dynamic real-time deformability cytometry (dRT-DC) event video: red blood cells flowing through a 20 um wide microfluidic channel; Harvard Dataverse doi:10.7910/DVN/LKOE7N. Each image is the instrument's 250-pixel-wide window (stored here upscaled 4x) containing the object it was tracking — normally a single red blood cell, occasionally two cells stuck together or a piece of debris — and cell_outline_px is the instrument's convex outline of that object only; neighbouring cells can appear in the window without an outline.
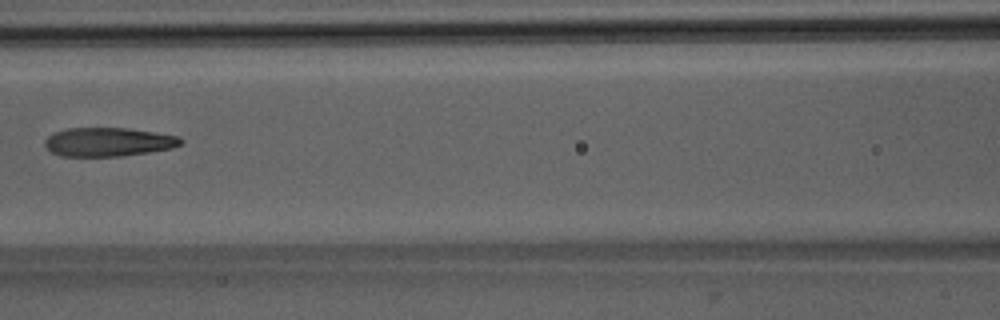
{"species": "Egyptian fruit bat (a non-hibernating species)", "species_latin": "Rousettus aegyptiacus", "temperature_condition": "room temperature", "stored_images_in_passage": 5, "camera_frame_rate_fps": 3000, "um_per_image_px": 0.085, "animal": {"sex": "male"}, "frame": {"image": 1, "passage_image": 4, "time_ms": 4.333, "image_size_px": [1000, 320], "cell_outline_px": [[184, 140], [180, 144], [172, 148], [148, 152], [120, 156], [60, 156], [52, 152], [44, 144], [44, 140], [48, 136], [56, 132], [68, 128], [124, 128], [152, 132], [176, 136]], "centroid_in_image_um": [9.17, 12.07], "position_along_channel_um": 157.4, "area_um2": 22.48}}